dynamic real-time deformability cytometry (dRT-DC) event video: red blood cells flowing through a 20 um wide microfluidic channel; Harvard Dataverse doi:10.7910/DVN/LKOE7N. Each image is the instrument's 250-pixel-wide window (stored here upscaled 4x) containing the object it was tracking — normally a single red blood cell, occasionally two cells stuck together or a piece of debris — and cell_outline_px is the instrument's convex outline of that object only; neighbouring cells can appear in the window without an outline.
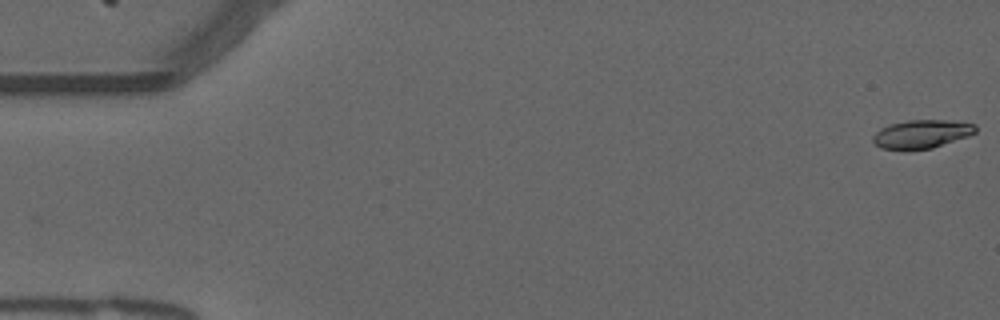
{"species": "common noctule bat (a hibernating species)", "species_latin": "Nyctalus noctula", "temperature_condition": "warm", "stored_images_in_passage": 53, "camera_frame_rate_fps": 3000, "um_per_image_px": 0.085, "animal": {"sex": "male", "forearm_length_mm": 52.5}, "frame": {"image": 1, "passage_image": 1, "time_ms": 0.0, "image_size_px": [1000, 320], "cell_outline_px": [[976, 132], [968, 136], [932, 148], [880, 148], [872, 140], [872, 136], [880, 128], [892, 124], [908, 120], [944, 120], [976, 124]], "centroid_in_image_um": [78.35, 11.37], "position_along_channel_um": 6.6, "area_um2": 16.53}}
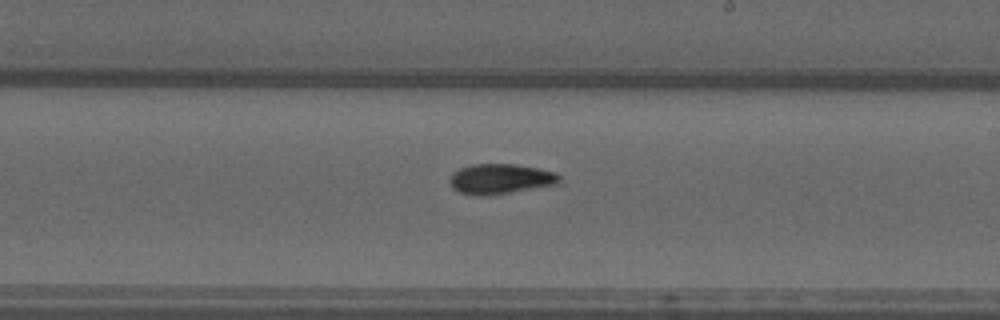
{"frame": {"image": 2, "passage_image": 32, "time_ms": 10.333, "image_size_px": [1000, 320], "cell_outline_px": [[560, 180], [556, 184], [508, 192], [460, 192], [452, 188], [448, 180], [452, 172], [460, 168], [472, 164], [516, 164], [556, 172], [560, 176]], "centroid_in_image_um": [42.54, 15.14], "position_along_channel_um": 246.5, "area_um2": 18.32}}
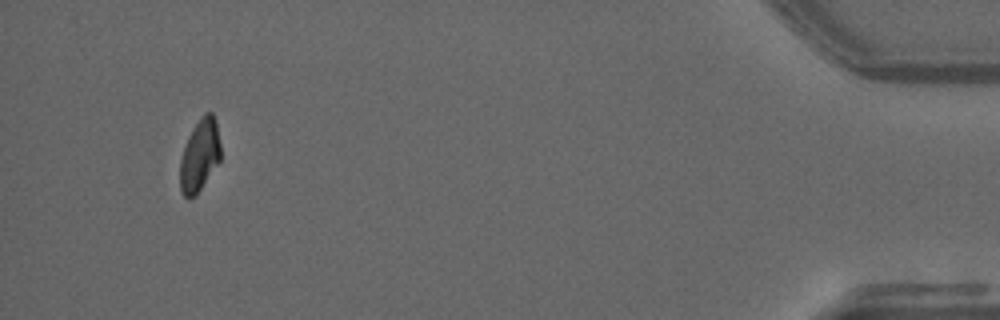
{"frame": {"image": 3, "passage_image": 52, "time_ms": 17.0, "image_size_px": [1000, 320], "cell_outline_px": [[220, 160], [196, 196], [188, 200], [180, 192], [180, 156], [188, 136], [192, 128], [200, 116], [204, 112], [212, 112], [216, 120], [220, 144]], "centroid_in_image_um": [16.95, 13.21], "position_along_channel_um": 418.2, "area_um2": 17.4}}